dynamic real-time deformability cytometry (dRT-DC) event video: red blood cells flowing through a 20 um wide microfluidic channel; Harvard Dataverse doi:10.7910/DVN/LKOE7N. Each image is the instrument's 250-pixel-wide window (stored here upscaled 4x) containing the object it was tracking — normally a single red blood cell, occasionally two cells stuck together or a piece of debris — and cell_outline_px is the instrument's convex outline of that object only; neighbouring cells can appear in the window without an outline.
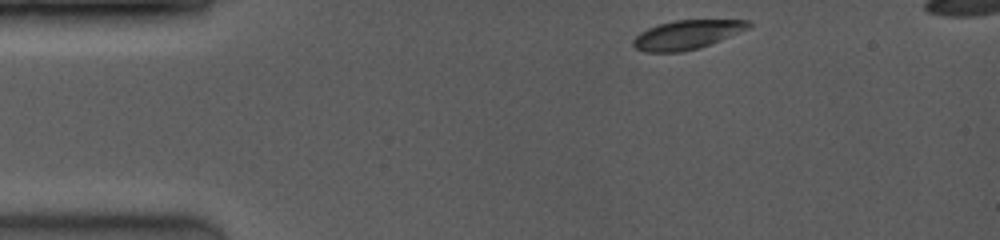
{"species": "common noctule bat (a hibernating species)", "species_latin": "Nyctalus noctula", "temperature_condition": "room temperature", "stored_images_in_passage": 51, "camera_frame_rate_fps": 4000, "um_per_image_px": 0.085, "animal": {"sex": "female", "body_mass_g": 19.0, "forearm_length_mm": 53.3}, "frame": {"image": 1, "passage_image": 1, "time_ms": 0.0, "image_size_px": [1000, 240], "cell_outline_px": [[752, 28], [700, 48], [680, 52], [644, 52], [636, 48], [632, 44], [632, 40], [640, 32], [648, 28], [660, 24], [676, 20], [752, 20]], "centroid_in_image_um": [58.43, 2.95], "position_along_channel_um": 26.6, "area_um2": 19.65}}
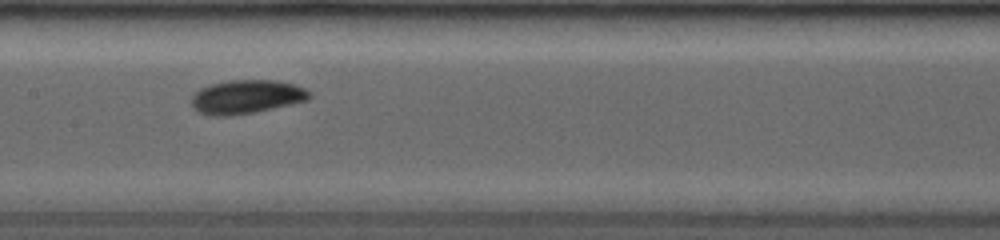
{"frame": {"image": 2, "passage_image": 23, "time_ms": 5.5, "image_size_px": [1000, 240], "cell_outline_px": [[312, 96], [308, 100], [272, 108], [252, 112], [228, 116], [212, 116], [196, 112], [192, 108], [192, 96], [200, 88], [212, 84], [236, 80], [272, 80], [292, 84], [304, 88]], "centroid_in_image_um": [20.91, 8.24], "position_along_channel_um": 186.5, "area_um2": 22.89}}
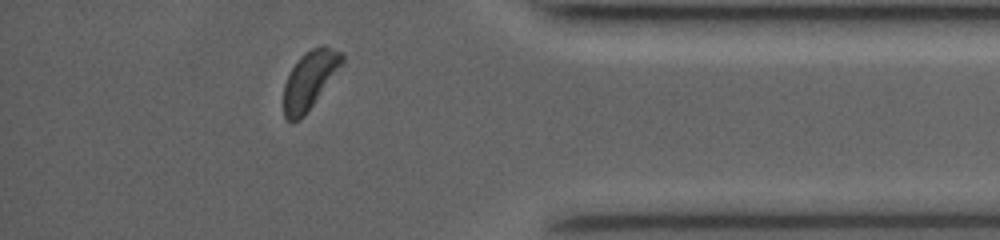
{"frame": {"image": 3, "passage_image": 46, "time_ms": 11.25, "image_size_px": [1000, 240], "cell_outline_px": [[344, 64], [304, 116], [300, 120], [292, 124], [284, 116], [284, 84], [292, 68], [300, 56], [304, 52], [312, 48], [324, 44], [340, 52], [344, 56]], "centroid_in_image_um": [26.34, 6.8], "position_along_channel_um": 408.9, "area_um2": 19.88}, "authors_computed_cell_mechanics": {"area_um2": 20.9814, "velocity_mm_per_s": 4.094, "shape_relaxation_time_tau1_ms": 1.9682, "shape_relaxation_time_tau2_ms": null, "deformation_change_tau1": 0.0938, "deformation_change_tau2": null}}